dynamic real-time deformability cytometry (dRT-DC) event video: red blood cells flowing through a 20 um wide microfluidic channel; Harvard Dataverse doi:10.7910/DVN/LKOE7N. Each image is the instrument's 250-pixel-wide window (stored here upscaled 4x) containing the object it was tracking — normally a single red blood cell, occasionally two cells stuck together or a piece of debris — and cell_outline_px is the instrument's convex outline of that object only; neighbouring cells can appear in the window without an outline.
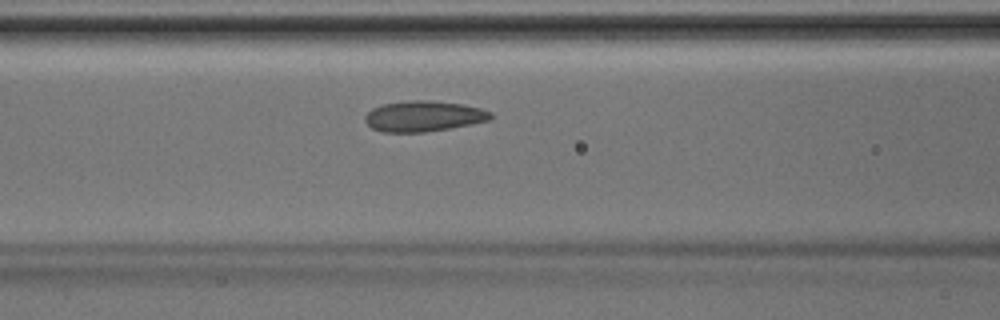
{"species": "Egyptian fruit bat (a non-hibernating species)", "species_latin": "Rousettus aegyptiacus", "temperature_condition": "room temperature", "stored_images_in_passage": 39, "camera_frame_rate_fps": 3000, "um_per_image_px": 0.085, "animal": {"sex": "male"}, "frame": {"image": 1, "passage_image": 13, "time_ms": 4.0, "image_size_px": [1000, 320], "cell_outline_px": [[492, 120], [448, 128], [424, 132], [384, 132], [372, 128], [364, 120], [364, 116], [372, 108], [384, 104], [408, 100], [428, 100], [460, 104], [480, 108], [492, 112]], "centroid_in_image_um": [36.0, 9.87], "position_along_channel_um": 130.6, "area_um2": 22.31}}
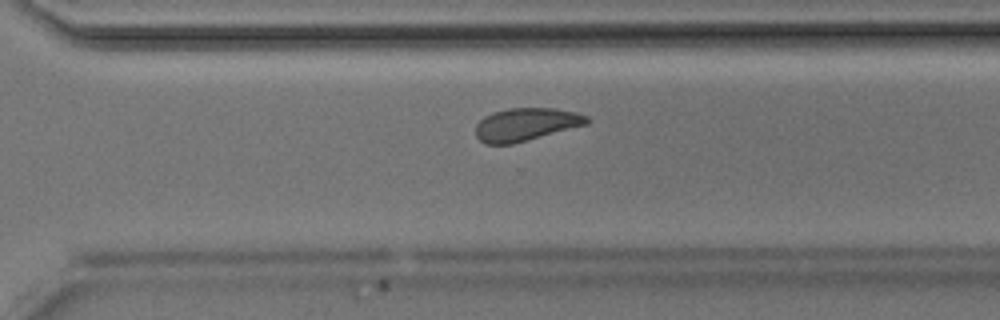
{"frame": {"image": 2, "passage_image": 26, "time_ms": 8.333, "image_size_px": [1000, 320], "cell_outline_px": [[588, 124], [512, 144], [484, 144], [476, 136], [476, 124], [484, 116], [492, 112], [508, 108], [556, 108], [576, 112], [588, 116]], "centroid_in_image_um": [44.69, 10.57], "position_along_channel_um": 325.9, "area_um2": 21.33}}
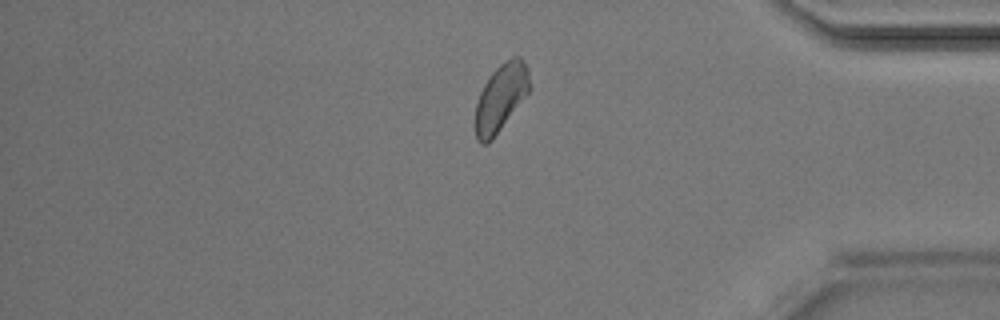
{"frame": {"image": 3, "passage_image": 32, "time_ms": 10.333, "image_size_px": [1000, 320], "cell_outline_px": [[528, 92], [492, 140], [488, 144], [480, 144], [476, 140], [476, 104], [480, 92], [488, 76], [500, 64], [512, 56], [520, 56], [528, 68]], "centroid_in_image_um": [42.54, 8.3], "position_along_channel_um": 392.7, "area_um2": 20.92}}